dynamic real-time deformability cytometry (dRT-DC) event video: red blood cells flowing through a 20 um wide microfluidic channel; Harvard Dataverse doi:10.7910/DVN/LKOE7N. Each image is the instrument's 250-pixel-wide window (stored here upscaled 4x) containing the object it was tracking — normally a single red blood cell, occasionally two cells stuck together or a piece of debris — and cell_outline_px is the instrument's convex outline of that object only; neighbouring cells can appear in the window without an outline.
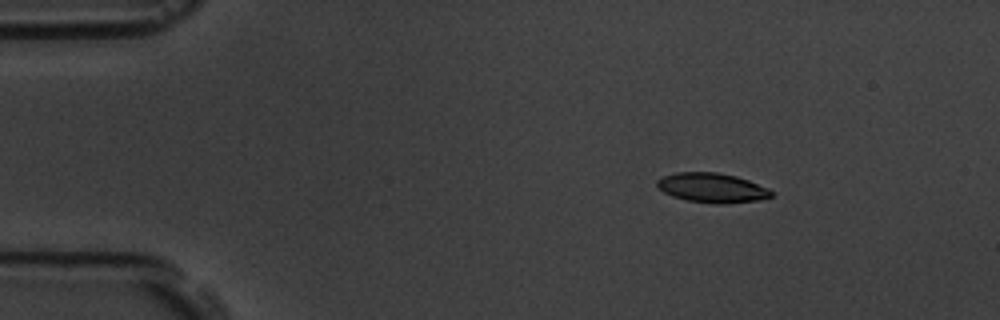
{"species": "common noctule bat (a hibernating species)", "species_latin": "Nyctalus noctula", "temperature_condition": "room temperature", "stored_images_in_passage": 6, "camera_frame_rate_fps": 3000, "um_per_image_px": 0.085, "animal": {"sex": "male", "body_mass_g": 19.5, "forearm_length_mm": 54.6}, "frame": {"image": 1, "passage_image": 2, "time_ms": 1.333, "image_size_px": [1000, 320], "cell_outline_px": [[772, 196], [760, 200], [724, 204], [720, 204], [688, 200], [672, 196], [664, 192], [656, 184], [656, 180], [664, 176], [676, 172], [716, 172], [736, 176], [748, 180], [768, 188], [772, 192]], "centroid_in_image_um": [60.53, 15.96], "position_along_channel_um": 24.5, "area_um2": 19.54}}
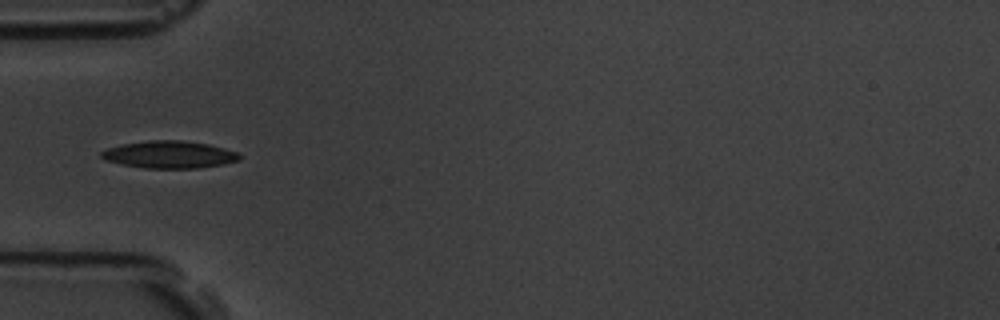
{"frame": {"image": 2, "passage_image": 5, "time_ms": 4.667, "image_size_px": [1000, 320], "cell_outline_px": [[240, 160], [224, 164], [196, 168], [144, 168], [120, 164], [104, 160], [100, 156], [100, 152], [108, 148], [124, 144], [148, 140], [180, 140], [208, 144], [224, 148], [236, 152], [240, 156]], "centroid_in_image_um": [14.37, 13.14], "position_along_channel_um": 70.6, "area_um2": 21.91}}
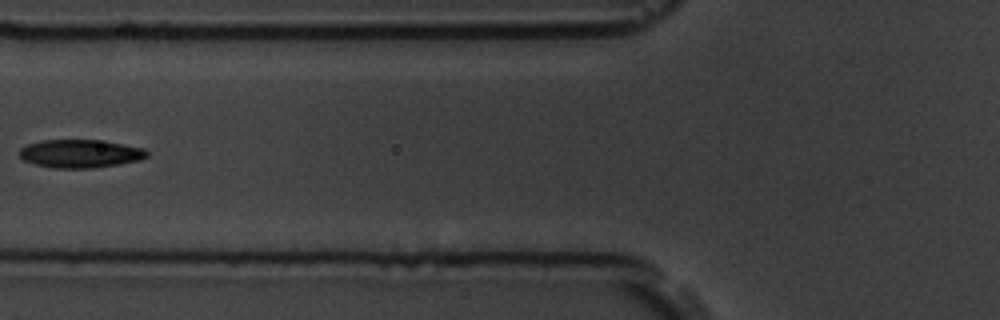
{"frame": {"image": 3, "passage_image": 6, "time_ms": 6.0, "image_size_px": [1000, 320], "cell_outline_px": [[148, 156], [140, 160], [92, 168], [52, 168], [36, 164], [24, 160], [20, 156], [20, 148], [28, 144], [40, 140], [96, 140], [124, 144], [144, 148], [148, 152]], "centroid_in_image_um": [6.82, 13.05], "position_along_channel_um": 119.0, "area_um2": 20.81}}